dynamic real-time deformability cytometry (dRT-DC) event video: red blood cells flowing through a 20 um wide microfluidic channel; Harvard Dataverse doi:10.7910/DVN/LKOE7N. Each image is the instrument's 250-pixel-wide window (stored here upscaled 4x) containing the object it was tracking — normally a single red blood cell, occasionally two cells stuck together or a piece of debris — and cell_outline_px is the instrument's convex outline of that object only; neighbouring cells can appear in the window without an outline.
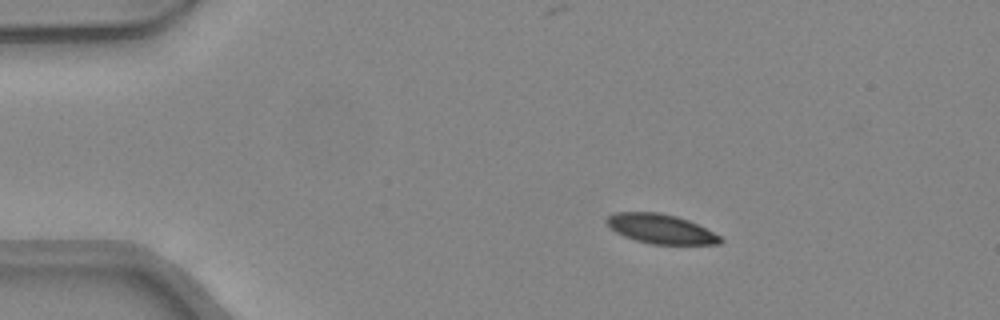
{"species": "common noctule bat (a hibernating species)", "species_latin": "Nyctalus noctula", "temperature_condition": "warm", "stored_images_in_passage": 47, "camera_frame_rate_fps": 3000, "um_per_image_px": 0.085, "animal": {"sex": "female", "body_mass_g": 24.6, "forearm_length_mm": 56.2}, "frame": {"image": 1, "passage_image": 8, "time_ms": 2.333, "image_size_px": [1000, 320], "cell_outline_px": [[724, 240], [720, 244], [652, 244], [636, 240], [624, 236], [616, 232], [604, 220], [608, 216], [616, 212], [656, 212], [676, 216], [688, 220], [720, 236]], "centroid_in_image_um": [56.15, 19.45], "position_along_channel_um": 28.8, "area_um2": 19.25}}
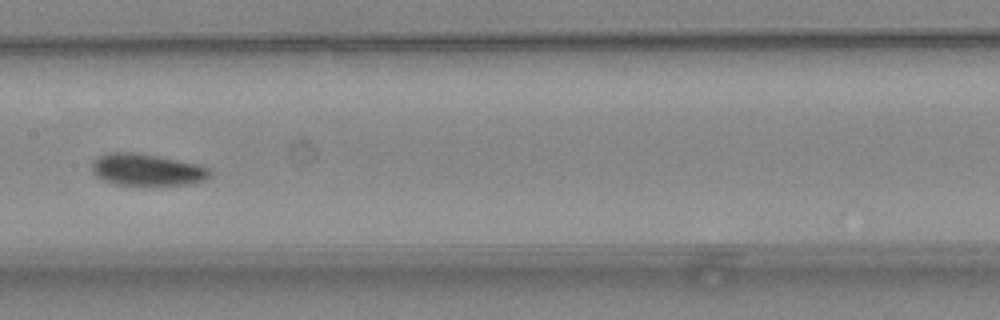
{"frame": {"image": 2, "passage_image": 24, "time_ms": 7.667, "image_size_px": [1000, 320], "cell_outline_px": [[212, 172], [204, 180], [188, 184], [144, 188], [116, 184], [104, 180], [96, 176], [92, 172], [92, 164], [100, 156], [108, 152], [136, 152], [196, 164], [208, 168]], "centroid_in_image_um": [12.47, 14.48], "position_along_channel_um": 194.9, "area_um2": 22.37}}
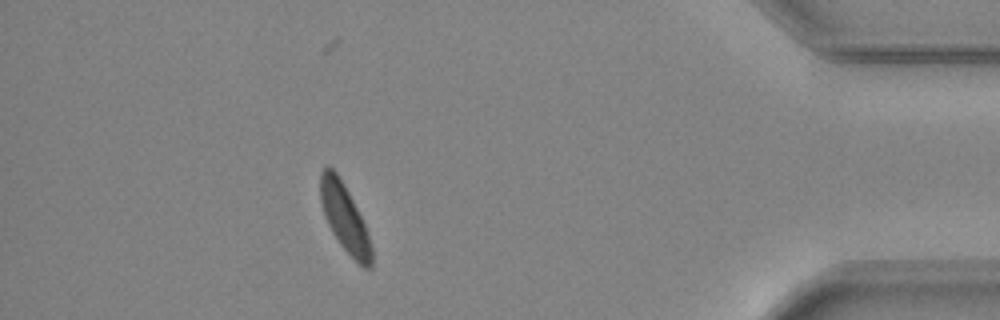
{"frame": {"image": 3, "passage_image": 42, "time_ms": 13.667, "image_size_px": [1000, 320], "cell_outline_px": [[372, 268], [364, 268], [340, 244], [332, 232], [328, 224], [320, 200], [320, 172], [328, 164], [336, 172], [344, 184], [368, 232], [372, 248]], "centroid_in_image_um": [29.29, 18.5], "position_along_channel_um": 405.9, "area_um2": 19.77}, "authors_computed_cell_mechanics": {"area_um2": 20.9814, "velocity_mm_per_s": 4.3349, "shape_relaxation_time_tau1_ms": 6.0362, "shape_relaxation_time_tau2_ms": null, "deformation_change_tau1": 0.1544, "deformation_change_tau2": null}}